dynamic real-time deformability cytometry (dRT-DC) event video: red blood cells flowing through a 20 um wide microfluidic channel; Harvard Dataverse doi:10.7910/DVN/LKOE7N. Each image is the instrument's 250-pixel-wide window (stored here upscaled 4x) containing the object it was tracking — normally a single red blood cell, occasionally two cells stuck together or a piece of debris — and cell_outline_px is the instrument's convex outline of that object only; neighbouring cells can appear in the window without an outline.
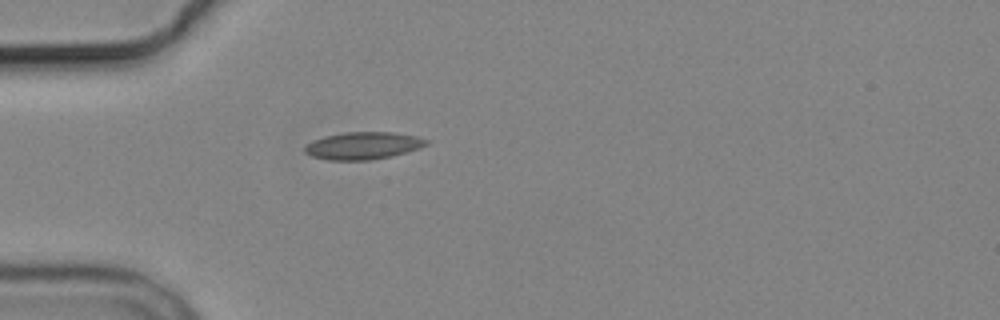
{"species": "common noctule bat (a hibernating species)", "species_latin": "Nyctalus noctula", "temperature_condition": "cold", "stored_images_in_passage": 1, "camera_frame_rate_fps": 3000, "um_per_image_px": 0.085, "animal": {"sex": "male", "body_mass_g": 19.2, "forearm_length_mm": 51.8}, "frame": {"image": 1, "passage_image": 1, "time_ms": 0.0, "image_size_px": [1000, 320], "cell_outline_px": [[428, 144], [420, 148], [392, 156], [368, 160], [328, 160], [312, 156], [304, 152], [304, 144], [312, 140], [324, 136], [344, 132], [392, 132], [416, 136], [428, 140]], "centroid_in_image_um": [30.83, 12.38], "position_along_channel_um": 54.2, "area_um2": 19.48}}